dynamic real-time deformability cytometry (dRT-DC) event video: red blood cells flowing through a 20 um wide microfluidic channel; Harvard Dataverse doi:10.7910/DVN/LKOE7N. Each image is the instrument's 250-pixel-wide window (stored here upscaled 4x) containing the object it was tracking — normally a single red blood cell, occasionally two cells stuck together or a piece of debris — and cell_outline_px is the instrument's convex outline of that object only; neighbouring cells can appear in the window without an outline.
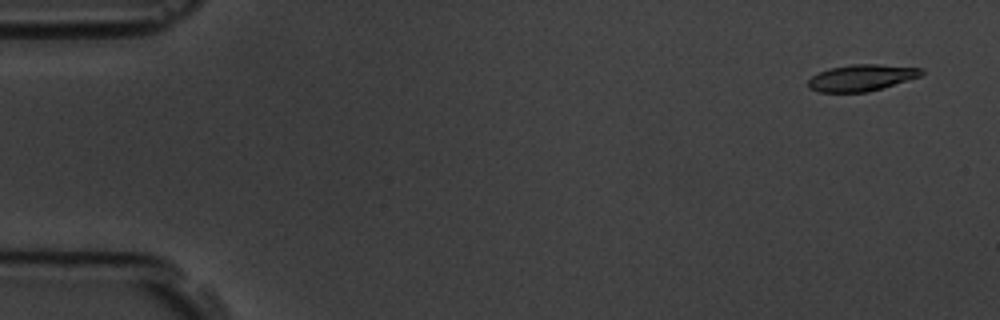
{"species": "common noctule bat (a hibernating species)", "species_latin": "Nyctalus noctula", "temperature_condition": "room temperature", "stored_images_in_passage": 5, "camera_frame_rate_fps": 3000, "um_per_image_px": 0.085, "animal": {"sex": "male", "body_mass_g": 19.5, "forearm_length_mm": 54.6}, "frame": {"image": 1, "passage_image": 1, "time_ms": 0.0, "image_size_px": [1000, 320], "cell_outline_px": [[924, 72], [920, 76], [868, 92], [820, 92], [808, 88], [808, 80], [812, 76], [828, 68], [852, 64], [880, 64], [924, 68]], "centroid_in_image_um": [73.22, 6.6], "position_along_channel_um": 11.8, "area_um2": 17.46}}
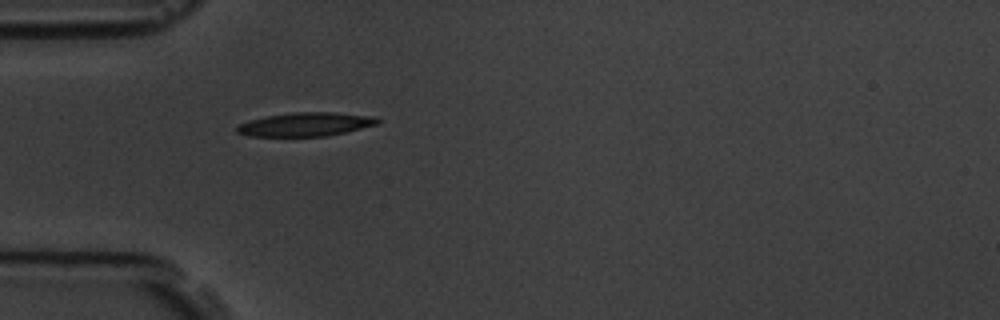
{"frame": {"image": 2, "passage_image": 5, "time_ms": 4.667, "image_size_px": [1000, 320], "cell_outline_px": [[380, 124], [344, 132], [324, 136], [248, 136], [236, 132], [236, 124], [248, 120], [268, 116], [292, 112], [332, 112], [376, 116], [380, 120]], "centroid_in_image_um": [25.97, 10.56], "position_along_channel_um": 59.0, "area_um2": 19.54}}